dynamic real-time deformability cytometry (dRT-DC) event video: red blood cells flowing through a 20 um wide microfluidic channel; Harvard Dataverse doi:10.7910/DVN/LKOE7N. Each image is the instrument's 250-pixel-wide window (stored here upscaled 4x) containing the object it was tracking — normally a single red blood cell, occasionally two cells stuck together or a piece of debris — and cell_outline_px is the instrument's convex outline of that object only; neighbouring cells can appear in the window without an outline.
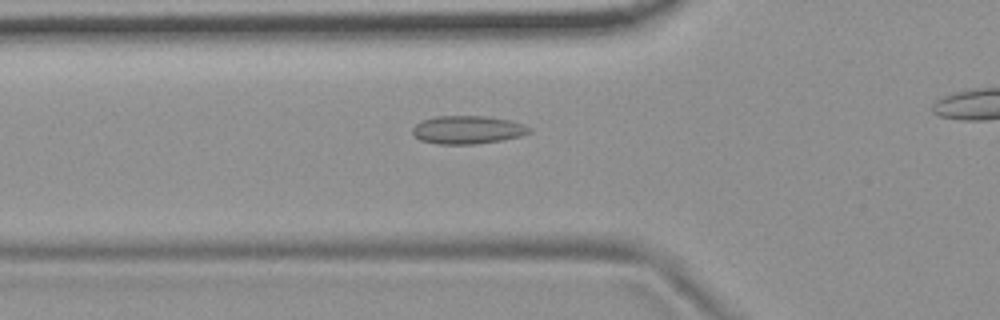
{"species": "common noctule bat (a hibernating species)", "species_latin": "Nyctalus noctula", "temperature_condition": "room temperature", "stored_images_in_passage": 41, "camera_frame_rate_fps": 3000, "um_per_image_px": 0.085, "animal": {"sex": "female", "body_mass_g": 19.9}, "frame": {"image": 1, "passage_image": 15, "time_ms": 4.667, "image_size_px": [1000, 320], "cell_outline_px": [[532, 132], [520, 136], [500, 140], [472, 144], [436, 144], [420, 140], [412, 132], [412, 128], [420, 120], [436, 116], [484, 116], [508, 120], [532, 128]], "centroid_in_image_um": [39.7, 11.03], "position_along_channel_um": 86.1, "area_um2": 19.02}}
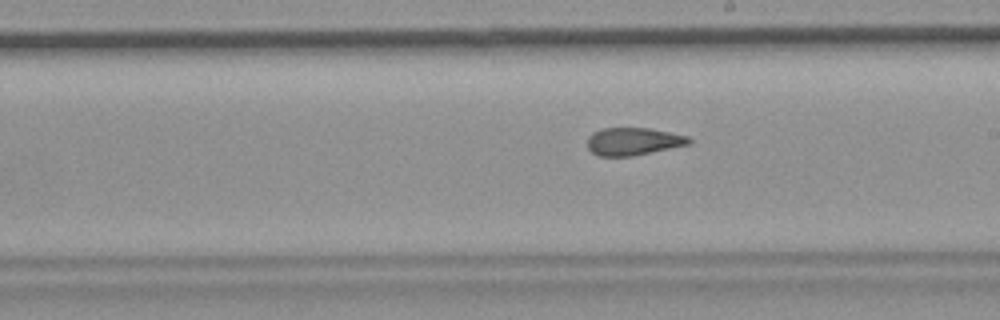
{"frame": {"image": 2, "passage_image": 27, "time_ms": 8.667, "image_size_px": [1000, 320], "cell_outline_px": [[692, 144], [632, 156], [596, 156], [588, 148], [588, 136], [592, 132], [600, 128], [648, 128], [688, 136], [692, 140]], "centroid_in_image_um": [53.82, 12.02], "position_along_channel_um": 235.2, "area_um2": 16.47}}
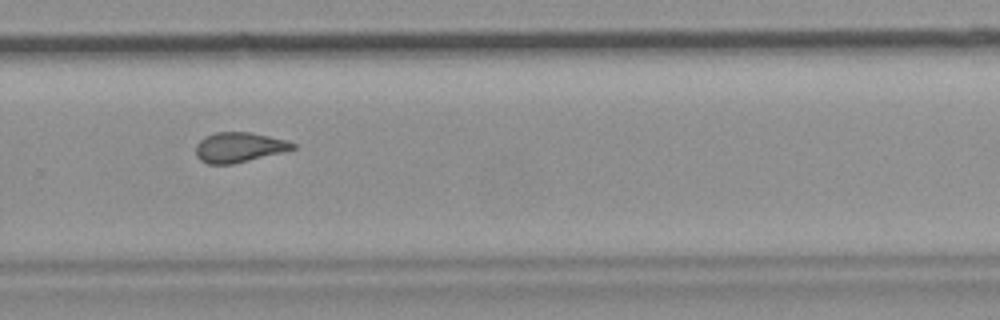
{"frame": {"image": 3, "passage_image": 33, "time_ms": 10.667, "image_size_px": [1000, 320], "cell_outline_px": [[296, 148], [232, 164], [208, 164], [200, 160], [196, 156], [196, 144], [204, 136], [216, 132], [252, 132], [284, 140], [296, 144]], "centroid_in_image_um": [20.26, 12.51], "position_along_channel_um": 309.5, "area_um2": 16.7}}